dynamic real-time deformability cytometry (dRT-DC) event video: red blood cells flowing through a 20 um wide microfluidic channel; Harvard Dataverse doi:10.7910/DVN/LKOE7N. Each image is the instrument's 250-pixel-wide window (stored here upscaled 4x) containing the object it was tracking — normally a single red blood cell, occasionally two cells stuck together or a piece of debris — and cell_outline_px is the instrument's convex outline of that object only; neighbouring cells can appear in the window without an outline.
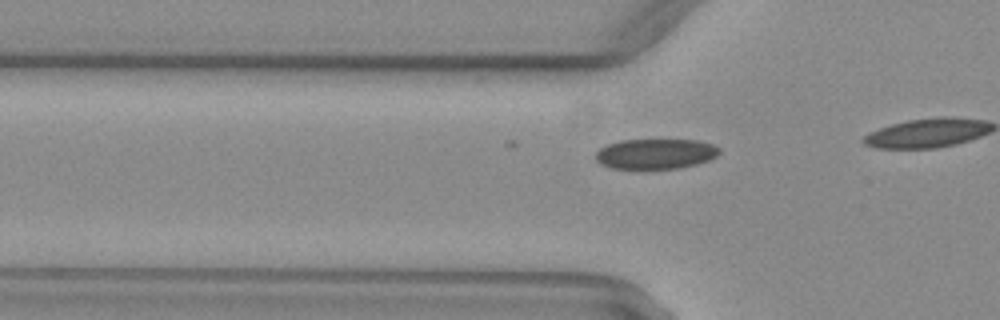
{"species": "common noctule bat (a hibernating species)", "species_latin": "Nyctalus noctula", "temperature_condition": "warm", "stored_images_in_passage": 11, "camera_frame_rate_fps": 3000, "um_per_image_px": 0.085, "animal": {"sex": "female", "body_mass_g": 29.2, "forearm_length_mm": 56.3}, "frame": {"image": 1, "passage_image": 8, "time_ms": 2.333, "image_size_px": [1000, 320], "cell_outline_px": [[720, 152], [716, 156], [708, 160], [696, 164], [676, 168], [612, 168], [600, 164], [596, 160], [596, 152], [600, 148], [608, 144], [620, 140], [700, 140], [712, 144], [720, 148]], "centroid_in_image_um": [55.72, 13.06], "position_along_channel_um": 70.1, "area_um2": 21.62}}